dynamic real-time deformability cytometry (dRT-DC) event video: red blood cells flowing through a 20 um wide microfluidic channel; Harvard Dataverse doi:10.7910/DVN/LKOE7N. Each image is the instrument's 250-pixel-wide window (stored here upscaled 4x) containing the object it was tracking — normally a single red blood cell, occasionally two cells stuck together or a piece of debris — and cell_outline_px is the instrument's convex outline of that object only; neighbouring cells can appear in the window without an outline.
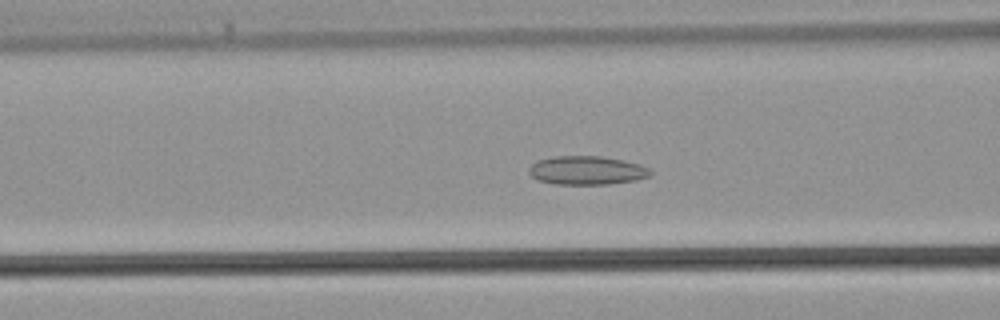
{"species": "common noctule bat (a hibernating species)", "species_latin": "Nyctalus noctula", "temperature_condition": "warm", "stored_images_in_passage": 43, "camera_frame_rate_fps": 3000, "um_per_image_px": 0.085, "animal": {"sex": "male", "body_mass_g": 21.5, "forearm_length_mm": 52.0}, "frame": {"image": 1, "passage_image": 17, "time_ms": 5.333, "image_size_px": [1000, 320], "cell_outline_px": [[652, 176], [636, 180], [608, 184], [556, 184], [536, 180], [528, 172], [528, 168], [536, 160], [552, 156], [600, 156], [624, 160], [640, 164], [652, 168]], "centroid_in_image_um": [49.9, 14.48], "position_along_channel_um": 116.7, "area_um2": 20.63}}
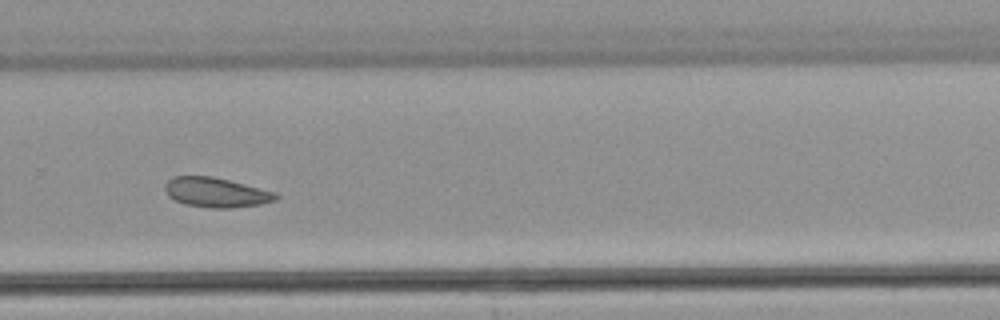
{"frame": {"image": 2, "passage_image": 29, "time_ms": 9.333, "image_size_px": [1000, 320], "cell_outline_px": [[280, 196], [276, 200], [260, 204], [232, 208], [208, 208], [184, 204], [168, 196], [164, 188], [164, 184], [172, 176], [212, 176], [276, 192]], "centroid_in_image_um": [18.35, 16.36], "position_along_channel_um": 311.4, "area_um2": 19.25}}
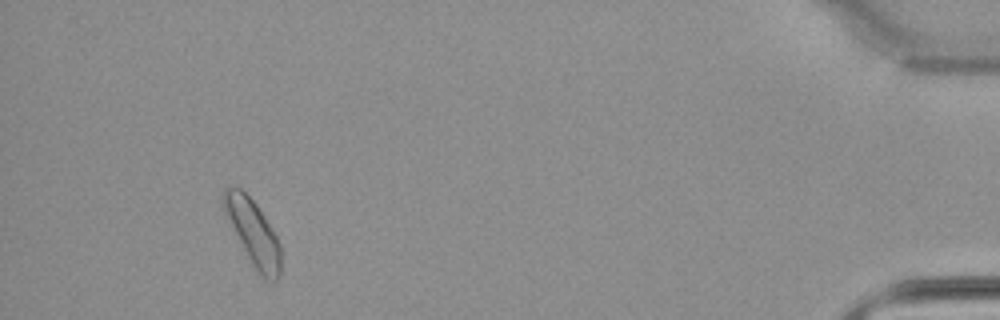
{"frame": {"image": 3, "passage_image": 40, "time_ms": 13.0, "image_size_px": [1000, 320], "cell_outline_px": [[280, 276], [272, 284], [264, 280], [260, 276], [252, 264], [224, 216], [220, 200], [224, 188], [240, 188], [256, 204], [272, 228], [280, 244]], "centroid_in_image_um": [21.48, 19.79], "position_along_channel_um": 413.7, "area_um2": 22.08}}